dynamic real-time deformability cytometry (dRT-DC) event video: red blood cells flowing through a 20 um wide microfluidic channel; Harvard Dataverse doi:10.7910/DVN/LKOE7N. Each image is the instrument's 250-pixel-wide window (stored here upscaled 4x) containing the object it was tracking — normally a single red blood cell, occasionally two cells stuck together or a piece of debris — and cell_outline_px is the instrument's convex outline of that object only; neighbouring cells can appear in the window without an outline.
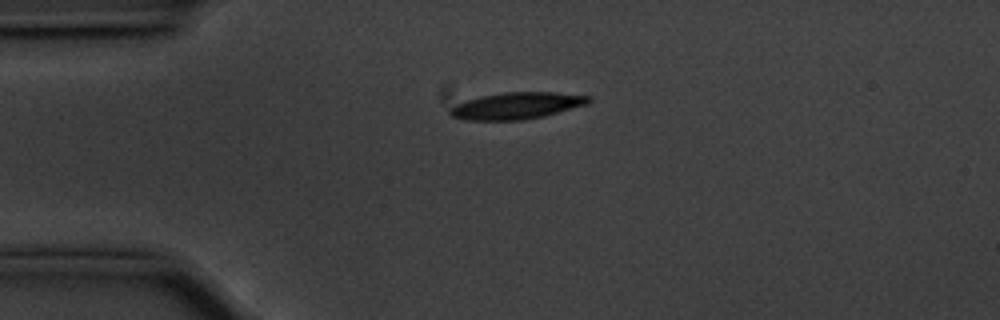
{"species": "common noctule bat (a hibernating species)", "species_latin": "Nyctalus noctula", "temperature_condition": "cold", "stored_images_in_passage": 37, "camera_frame_rate_fps": 3000, "um_per_image_px": 0.085, "animal": {"sex": "male", "body_mass_g": 20.1, "forearm_length_mm": 53.5}, "frame": {"image": 1, "passage_image": 1, "time_ms": 0.0, "image_size_px": [1000, 320], "cell_outline_px": [[592, 100], [588, 104], [544, 116], [524, 120], [464, 120], [452, 116], [448, 112], [456, 104], [464, 100], [480, 96], [504, 92], [556, 92], [592, 96]], "centroid_in_image_um": [43.94, 8.98], "position_along_channel_um": 41.1, "area_um2": 21.73}}
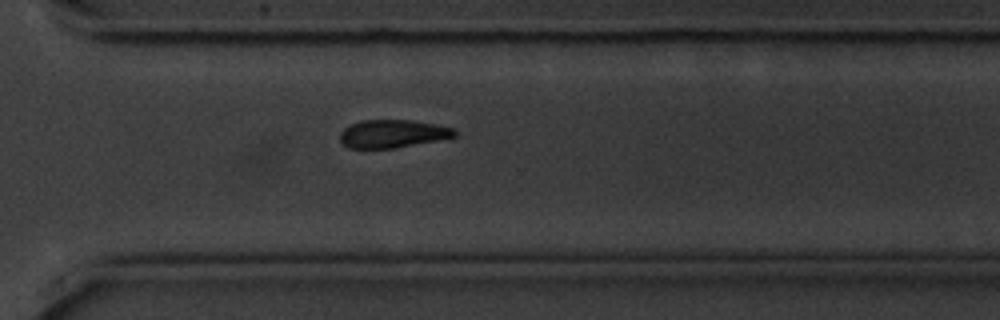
{"frame": {"image": 2, "passage_image": 28, "time_ms": 9.0, "image_size_px": [1000, 320], "cell_outline_px": [[456, 136], [436, 140], [392, 148], [348, 148], [340, 140], [340, 132], [344, 128], [360, 120], [408, 120], [436, 124], [452, 128], [456, 132]], "centroid_in_image_um": [33.33, 11.36], "position_along_channel_um": 337.3, "area_um2": 18.38}}
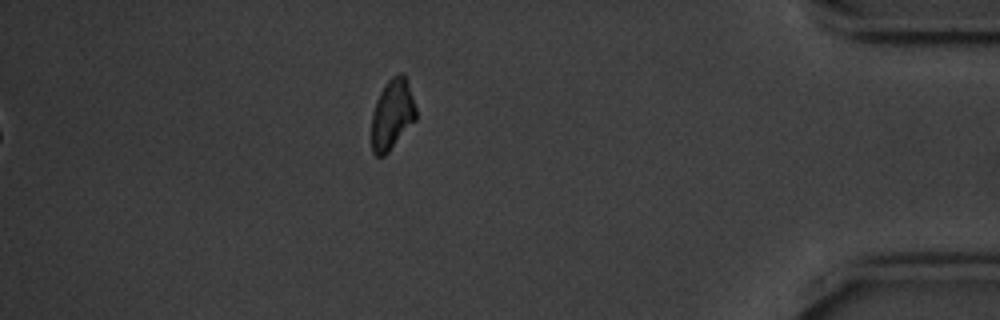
{"frame": {"image": 3, "passage_image": 37, "time_ms": 12.0, "image_size_px": [1000, 320], "cell_outline_px": [[416, 120], [388, 152], [384, 156], [376, 156], [372, 152], [372, 112], [376, 100], [384, 84], [392, 76], [400, 72], [404, 72], [416, 108]], "centroid_in_image_um": [33.33, 9.71], "position_along_channel_um": 401.9, "area_um2": 18.26}}